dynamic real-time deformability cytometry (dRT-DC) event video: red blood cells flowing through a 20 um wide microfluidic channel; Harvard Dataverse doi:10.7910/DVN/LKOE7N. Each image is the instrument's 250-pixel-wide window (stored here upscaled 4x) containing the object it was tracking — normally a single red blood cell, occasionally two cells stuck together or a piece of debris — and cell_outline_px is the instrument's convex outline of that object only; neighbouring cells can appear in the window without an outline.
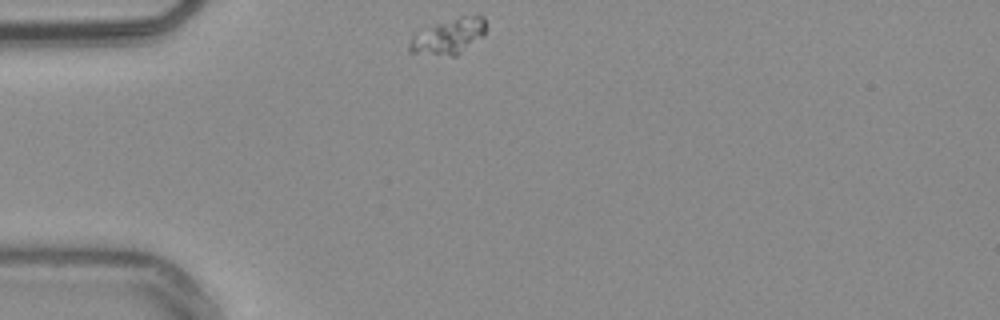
{"species": "common noctule bat (a hibernating species)", "species_latin": "Nyctalus noctula", "temperature_condition": "warm", "stored_images_in_passage": 34, "camera_frame_rate_fps": 3000, "um_per_image_px": 0.085, "animal": {"sex": "male", "body_mass_g": 20.4}, "frame": {"image": 1, "passage_image": 1, "time_ms": 0.0, "image_size_px": [1000, 320], "cell_outline_px": [[484, 36], [456, 56], [452, 56], [408, 52], [408, 44], [412, 36], [416, 32], [436, 24], [460, 16], [484, 16]], "centroid_in_image_um": [38.11, 3.1], "position_along_channel_um": 46.9, "area_um2": 15.66}}
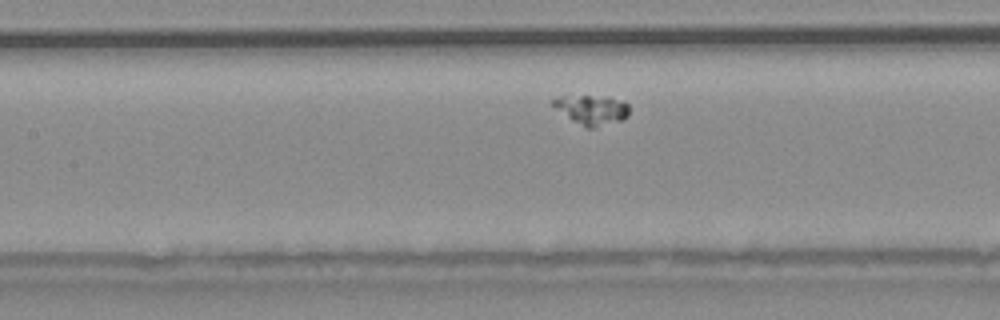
{"frame": {"image": 2, "passage_image": 12, "time_ms": 3.667, "image_size_px": [1000, 320], "cell_outline_px": [[628, 116], [624, 120], [592, 128], [584, 128], [572, 120], [556, 108], [552, 104], [552, 100], [560, 96], [608, 96], [624, 100], [628, 104]], "centroid_in_image_um": [50.35, 9.33], "position_along_channel_um": 157.1, "area_um2": 13.24}}
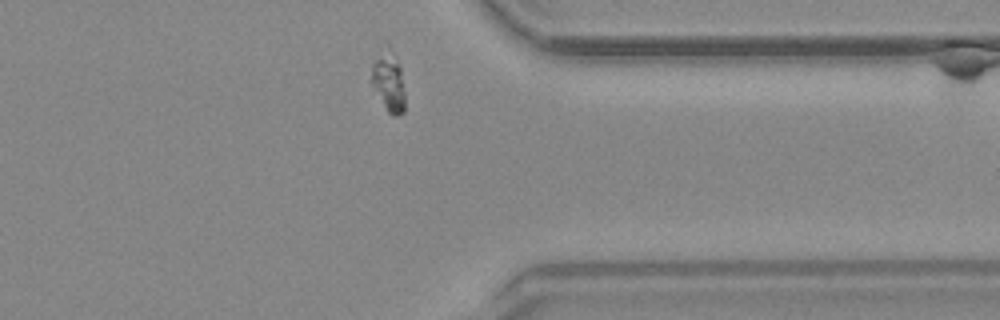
{"frame": {"image": 3, "passage_image": 31, "time_ms": 10.0, "image_size_px": [1000, 320], "cell_outline_px": [[404, 112], [396, 116], [392, 116], [388, 112], [368, 80], [372, 64], [388, 44], [400, 68], [404, 92]], "centroid_in_image_um": [32.99, 6.97], "position_along_channel_um": 378.4, "area_um2": 11.62}}